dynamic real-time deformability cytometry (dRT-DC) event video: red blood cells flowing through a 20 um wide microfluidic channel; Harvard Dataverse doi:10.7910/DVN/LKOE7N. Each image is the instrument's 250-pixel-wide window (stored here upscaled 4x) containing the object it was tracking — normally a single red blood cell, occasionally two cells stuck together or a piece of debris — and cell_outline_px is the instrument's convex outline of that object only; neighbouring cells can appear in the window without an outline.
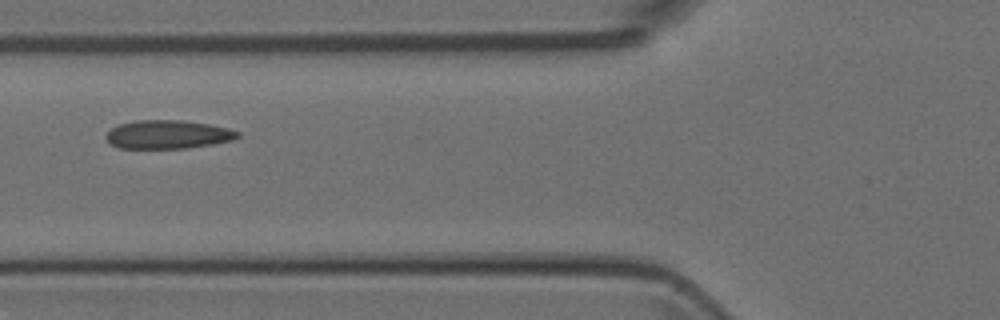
{"species": "Egyptian fruit bat (a non-hibernating species)", "species_latin": "Rousettus aegyptiacus", "temperature_condition": "room temperature", "stored_images_in_passage": 2, "camera_frame_rate_fps": 3000, "um_per_image_px": 0.085, "animal": {"sex": "female"}, "frame": {"image": 1, "passage_image": 2, "time_ms": 0.333, "image_size_px": [1000, 320], "cell_outline_px": [[240, 136], [232, 140], [212, 144], [188, 148], [120, 148], [112, 144], [104, 136], [112, 128], [120, 124], [136, 120], [184, 120], [208, 124], [228, 128], [240, 132]], "centroid_in_image_um": [14.29, 11.42], "position_along_channel_um": 111.5, "area_um2": 21.79}}